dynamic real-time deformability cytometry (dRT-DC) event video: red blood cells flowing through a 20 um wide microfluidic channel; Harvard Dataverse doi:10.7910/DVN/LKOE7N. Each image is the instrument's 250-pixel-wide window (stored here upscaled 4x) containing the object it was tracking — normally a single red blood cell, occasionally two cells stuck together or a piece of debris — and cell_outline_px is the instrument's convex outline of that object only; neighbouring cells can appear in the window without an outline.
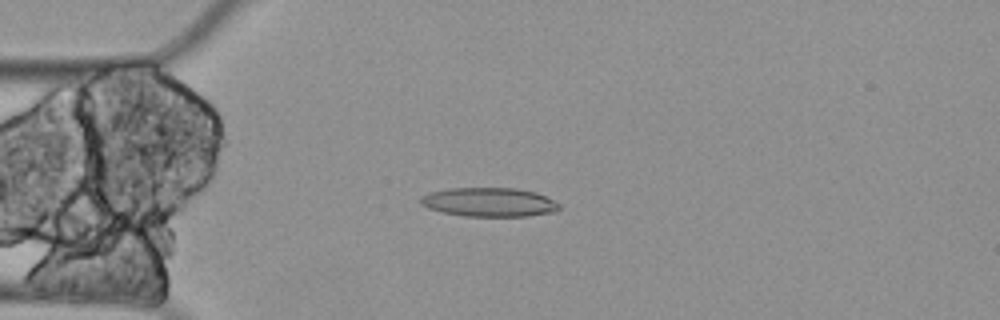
{"species": "Egyptian fruit bat (a non-hibernating species)", "species_latin": "Rousettus aegyptiacus", "temperature_condition": "cold", "stored_images_in_passage": 5, "camera_frame_rate_fps": 3000, "um_per_image_px": 0.085, "animal": {"sex": "female"}, "frame": {"image": 1, "passage_image": 5, "time_ms": 1.333, "image_size_px": [1000, 320], "cell_outline_px": [[560, 208], [556, 212], [528, 216], [464, 216], [444, 212], [428, 208], [420, 204], [420, 196], [432, 192], [452, 188], [516, 188], [536, 192], [560, 204]], "centroid_in_image_um": [41.6, 17.19], "position_along_channel_um": 43.4, "area_um2": 23.35}}